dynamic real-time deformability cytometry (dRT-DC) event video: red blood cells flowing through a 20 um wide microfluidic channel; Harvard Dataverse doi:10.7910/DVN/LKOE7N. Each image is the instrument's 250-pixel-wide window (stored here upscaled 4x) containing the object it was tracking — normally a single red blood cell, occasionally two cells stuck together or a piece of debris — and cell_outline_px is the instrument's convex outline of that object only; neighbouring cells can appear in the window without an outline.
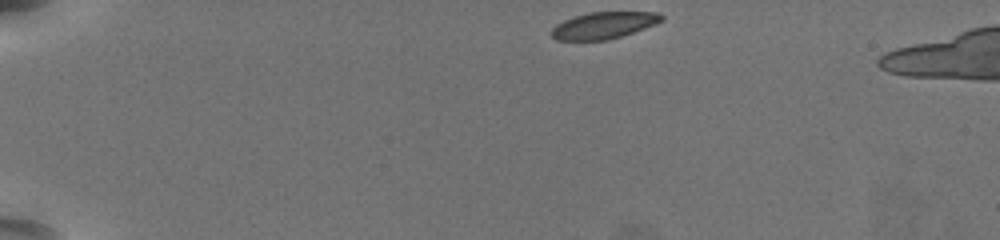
{"species": "common noctule bat (a hibernating species)", "species_latin": "Nyctalus noctula", "temperature_condition": "warm", "stored_images_in_passage": 46, "camera_frame_rate_fps": 3000, "um_per_image_px": 0.085, "animal": {"sex": "female", "body_mass_g": 19.5, "forearm_length_mm": 54.1}, "frame": {"image": 1, "passage_image": 1, "time_ms": 0.0, "image_size_px": [1000, 240], "cell_outline_px": [[664, 20], [644, 28], [608, 40], [556, 40], [552, 36], [552, 28], [556, 24], [572, 16], [588, 12], [656, 12], [664, 16]], "centroid_in_image_um": [51.29, 2.14], "position_along_channel_um": 33.7, "area_um2": 17.05}}
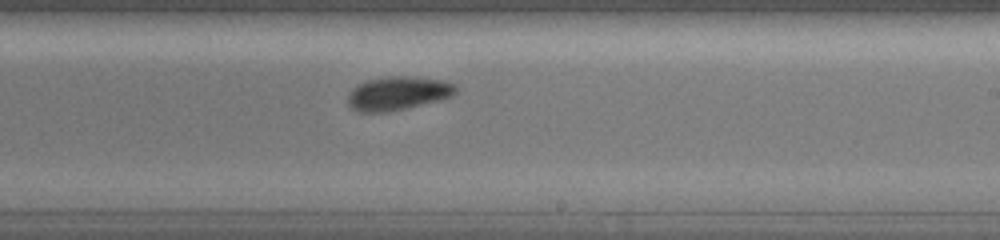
{"frame": {"image": 2, "passage_image": 26, "time_ms": 8.333, "image_size_px": [1000, 240], "cell_outline_px": [[456, 92], [452, 96], [440, 100], [404, 108], [384, 112], [360, 112], [352, 108], [348, 104], [348, 92], [356, 84], [368, 80], [388, 76], [416, 76], [444, 80], [456, 84]], "centroid_in_image_um": [33.82, 7.91], "position_along_channel_um": 255.2, "area_um2": 21.27}}
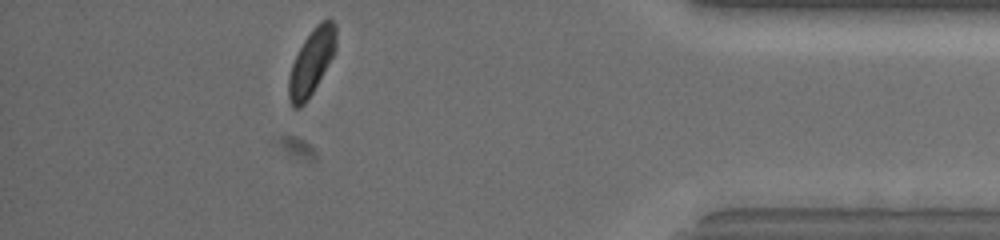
{"frame": {"image": 3, "passage_image": 41, "time_ms": 13.333, "image_size_px": [1000, 240], "cell_outline_px": [[336, 48], [332, 56], [312, 92], [304, 104], [300, 108], [292, 108], [288, 100], [288, 80], [292, 64], [304, 40], [316, 24], [320, 20], [328, 16], [336, 24]], "centroid_in_image_um": [26.47, 5.24], "position_along_channel_um": 408.7, "area_um2": 17.98}, "authors_computed_cell_mechanics": {"area_um2": 19.4786, "velocity_mm_per_s": 3.7313, "shape_relaxation_time_tau1_ms": 1.5514, "shape_relaxation_time_tau2_ms": 7.6129, "deformation_change_tau1": 0.1156, "deformation_change_tau2": 0.1112}}